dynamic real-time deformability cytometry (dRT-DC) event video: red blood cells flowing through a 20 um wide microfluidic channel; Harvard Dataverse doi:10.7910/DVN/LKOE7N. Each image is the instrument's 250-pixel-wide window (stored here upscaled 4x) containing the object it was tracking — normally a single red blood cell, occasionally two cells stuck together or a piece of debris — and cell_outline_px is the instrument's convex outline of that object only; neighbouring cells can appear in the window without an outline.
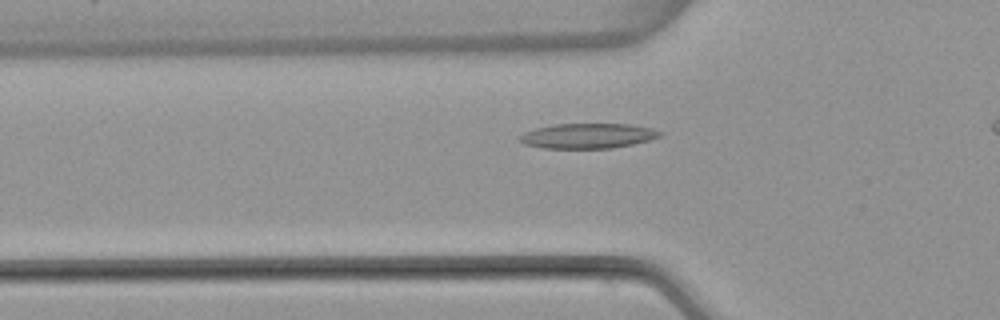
{"species": "common noctule bat (a hibernating species)", "species_latin": "Nyctalus noctula", "temperature_condition": "warm", "stored_images_in_passage": 38, "camera_frame_rate_fps": 3000, "um_per_image_px": 0.085, "animal": {"sex": "female", "body_mass_g": 22.7, "forearm_length_mm": 54.2}, "frame": {"image": 1, "passage_image": 11, "time_ms": 3.333, "image_size_px": [1000, 320], "cell_outline_px": [[664, 132], [660, 136], [648, 140], [632, 144], [612, 148], [540, 148], [524, 144], [516, 140], [524, 132], [536, 128], [556, 124], [632, 124], [652, 128]], "centroid_in_image_um": [49.94, 11.55], "position_along_channel_um": 75.9, "area_um2": 20.52}}
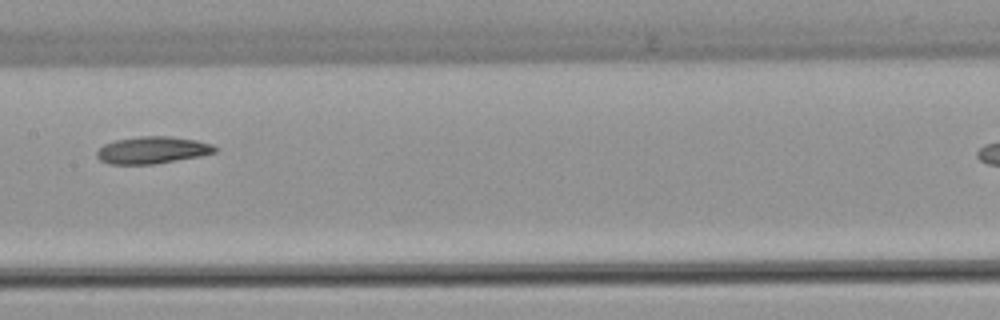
{"frame": {"image": 2, "passage_image": 20, "time_ms": 6.333, "image_size_px": [1000, 320], "cell_outline_px": [[216, 152], [200, 156], [152, 164], [108, 164], [100, 160], [96, 156], [96, 152], [104, 144], [116, 140], [140, 136], [172, 136], [196, 140], [212, 144], [216, 148]], "centroid_in_image_um": [12.94, 12.75], "position_along_channel_um": 194.5, "area_um2": 18.55}}
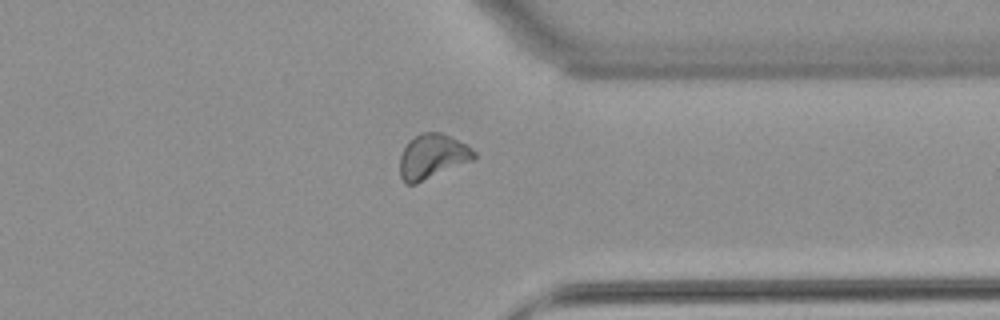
{"frame": {"image": 3, "passage_image": 34, "time_ms": 11.0, "image_size_px": [1000, 320], "cell_outline_px": [[476, 156], [472, 160], [416, 184], [404, 184], [400, 176], [400, 156], [404, 148], [420, 132], [440, 132], [464, 144], [476, 152]], "centroid_in_image_um": [36.72, 13.32], "position_along_channel_um": 374.7, "area_um2": 18.9}}